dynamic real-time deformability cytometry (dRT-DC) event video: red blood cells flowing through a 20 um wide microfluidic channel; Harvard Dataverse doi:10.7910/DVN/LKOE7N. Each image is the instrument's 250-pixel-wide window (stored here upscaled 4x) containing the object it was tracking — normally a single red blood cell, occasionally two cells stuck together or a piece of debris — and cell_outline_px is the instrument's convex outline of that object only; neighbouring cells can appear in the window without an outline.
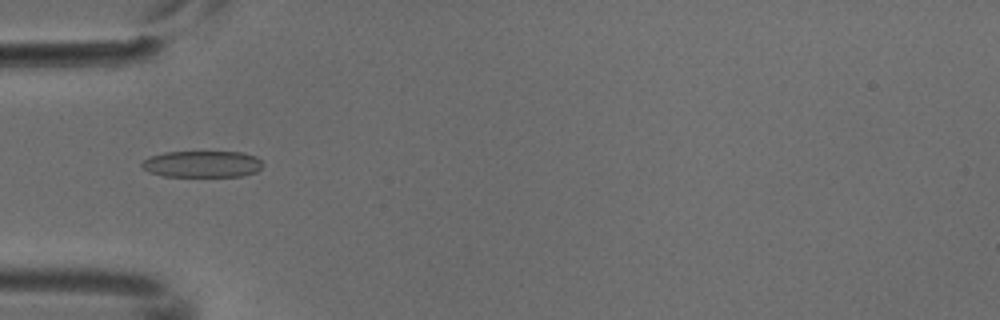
{"species": "common noctule bat (a hibernating species)", "species_latin": "Nyctalus noctula", "temperature_condition": "cold", "stored_images_in_passage": 5, "camera_frame_rate_fps": 3000, "um_per_image_px": 0.085, "animal": {"sex": "male", "body_mass_g": 18.8}, "frame": {"image": 1, "passage_image": 4, "time_ms": 1.0, "image_size_px": [1000, 320], "cell_outline_px": [[264, 164], [256, 172], [240, 176], [164, 176], [148, 172], [140, 164], [148, 156], [164, 152], [240, 152], [256, 156]], "centroid_in_image_um": [17.17, 13.94], "position_along_channel_um": 67.8, "area_um2": 18.73}}
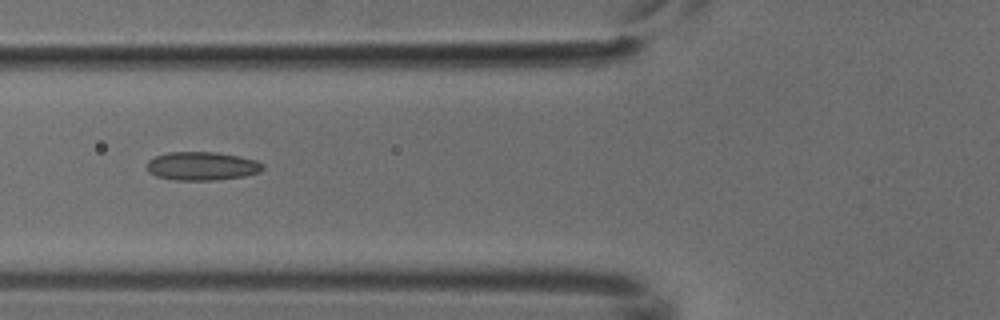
{"frame": {"image": 2, "passage_image": 5, "time_ms": 1.333, "image_size_px": [1000, 320], "cell_outline_px": [[264, 168], [260, 172], [244, 176], [216, 180], [172, 180], [156, 176], [148, 172], [144, 168], [148, 160], [156, 156], [168, 152], [216, 152], [240, 156], [256, 160], [264, 164]], "centroid_in_image_um": [17.14, 14.12], "position_along_channel_um": 108.7, "area_um2": 19.54}}